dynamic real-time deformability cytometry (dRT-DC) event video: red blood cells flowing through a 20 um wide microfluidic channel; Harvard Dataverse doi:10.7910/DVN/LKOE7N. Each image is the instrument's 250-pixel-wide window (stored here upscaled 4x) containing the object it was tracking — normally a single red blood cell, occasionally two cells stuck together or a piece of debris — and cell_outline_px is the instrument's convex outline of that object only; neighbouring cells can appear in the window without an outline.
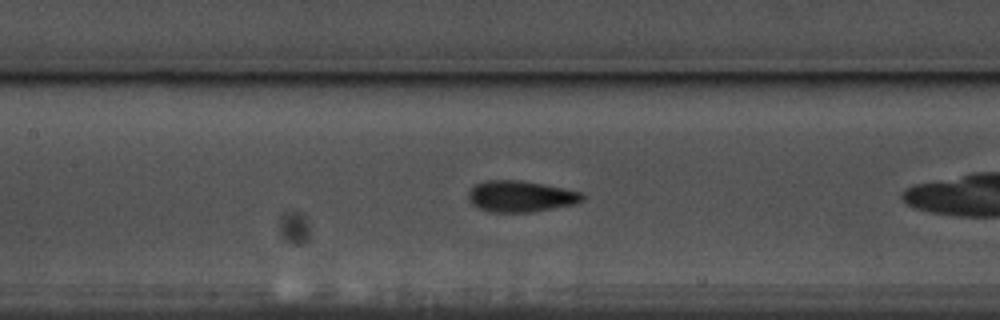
{"species": "common noctule bat (a hibernating species)", "species_latin": "Nyctalus noctula", "temperature_condition": "warm", "stored_images_in_passage": 28, "camera_frame_rate_fps": 3000, "um_per_image_px": 0.085, "animal": {"sex": "male", "body_mass_g": 17.5, "forearm_length_mm": 52.3}, "frame": {"image": 1, "passage_image": 10, "time_ms": 3.0, "image_size_px": [1000, 320], "cell_outline_px": [[584, 200], [576, 204], [532, 212], [488, 212], [476, 208], [468, 200], [468, 192], [476, 184], [484, 180], [520, 180], [544, 184], [584, 192]], "centroid_in_image_um": [44.26, 16.69], "position_along_channel_um": 163.1, "area_um2": 21.1}}
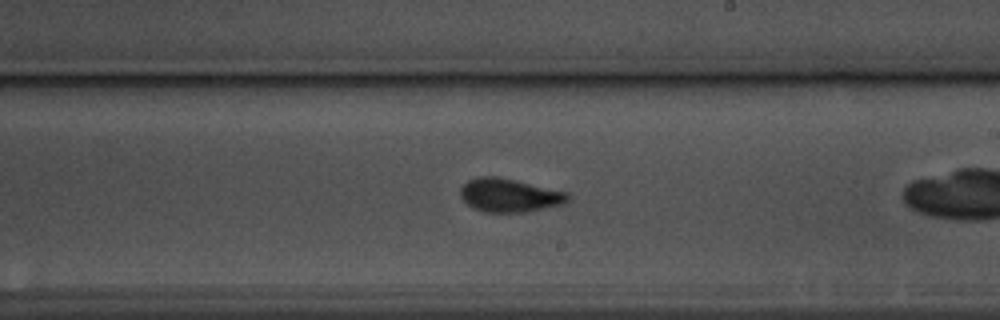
{"frame": {"image": 2, "passage_image": 17, "time_ms": 5.333, "image_size_px": [1000, 320], "cell_outline_px": [[572, 196], [564, 204], [524, 212], [484, 212], [472, 208], [460, 196], [460, 188], [468, 180], [480, 176], [496, 176], [516, 180], [568, 192]], "centroid_in_image_um": [43.31, 16.59], "position_along_channel_um": 245.7, "area_um2": 21.04}}
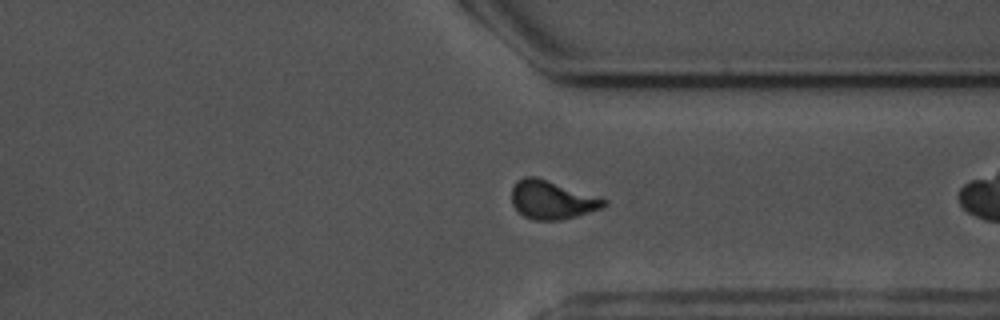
{"frame": {"image": 3, "passage_image": 27, "time_ms": 8.667, "image_size_px": [1000, 320], "cell_outline_px": [[608, 204], [604, 208], [576, 216], [560, 220], [532, 220], [524, 216], [512, 204], [512, 188], [516, 180], [524, 176], [536, 176], [608, 200]], "centroid_in_image_um": [46.92, 16.99], "position_along_channel_um": 364.5, "area_um2": 20.69}}